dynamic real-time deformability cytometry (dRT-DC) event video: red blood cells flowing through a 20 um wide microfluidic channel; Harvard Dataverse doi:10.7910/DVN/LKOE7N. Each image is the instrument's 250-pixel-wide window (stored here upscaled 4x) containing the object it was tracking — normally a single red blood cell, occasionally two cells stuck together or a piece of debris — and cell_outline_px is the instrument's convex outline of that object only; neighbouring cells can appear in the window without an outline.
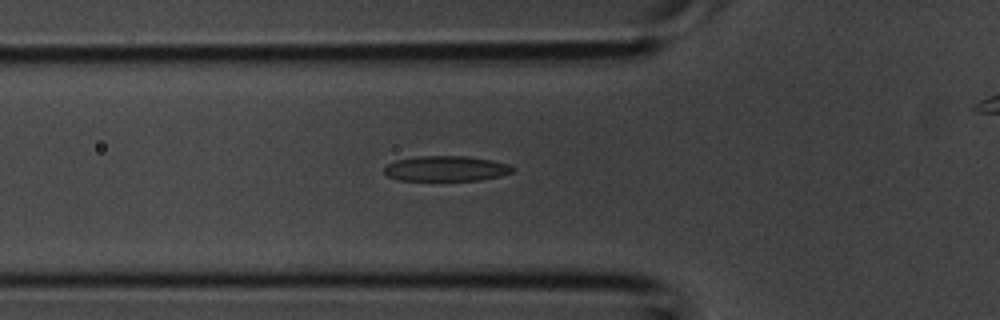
{"species": "common noctule bat (a hibernating species)", "species_latin": "Nyctalus noctula", "temperature_condition": "room temperature", "stored_images_in_passage": 38, "camera_frame_rate_fps": 3000, "um_per_image_px": 0.085, "animal": {"sex": "male", "body_mass_g": 20.1, "forearm_length_mm": 53.5}, "frame": {"image": 1, "passage_image": 12, "time_ms": 3.667, "image_size_px": [1000, 320], "cell_outline_px": [[516, 168], [512, 172], [500, 176], [480, 180], [400, 180], [388, 176], [384, 172], [384, 168], [388, 164], [396, 160], [416, 156], [468, 156], [492, 160], [508, 164]], "centroid_in_image_um": [37.94, 14.32], "position_along_channel_um": 87.9, "area_um2": 18.9}}
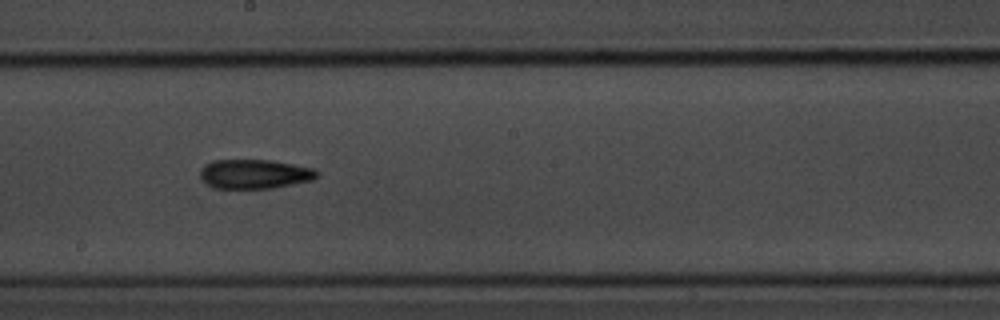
{"frame": {"image": 2, "passage_image": 20, "time_ms": 6.333, "image_size_px": [1000, 320], "cell_outline_px": [[320, 172], [312, 180], [272, 188], [216, 188], [208, 184], [200, 176], [200, 172], [204, 164], [212, 160], [272, 160], [312, 168]], "centroid_in_image_um": [21.63, 14.78], "position_along_channel_um": 226.6, "area_um2": 19.77}}
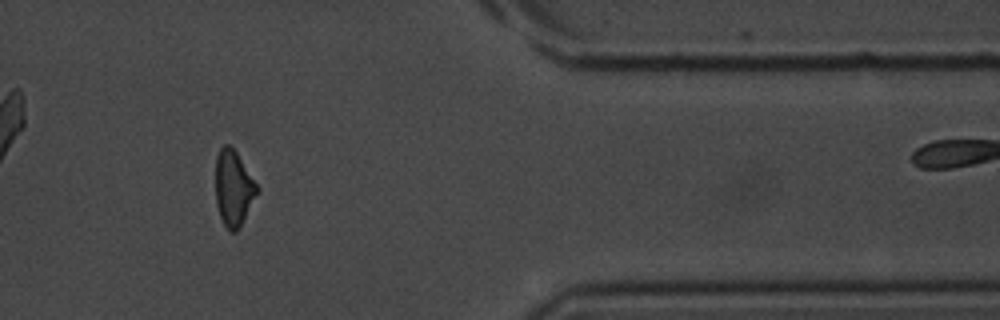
{"frame": {"image": 3, "passage_image": 31, "time_ms": 10.0, "image_size_px": [1000, 320], "cell_outline_px": [[260, 188], [236, 232], [232, 232], [224, 224], [220, 216], [216, 204], [216, 156], [220, 148], [224, 144], [228, 144], [236, 152]], "centroid_in_image_um": [19.84, 15.96], "position_along_channel_um": 391.6, "area_um2": 17.92}}